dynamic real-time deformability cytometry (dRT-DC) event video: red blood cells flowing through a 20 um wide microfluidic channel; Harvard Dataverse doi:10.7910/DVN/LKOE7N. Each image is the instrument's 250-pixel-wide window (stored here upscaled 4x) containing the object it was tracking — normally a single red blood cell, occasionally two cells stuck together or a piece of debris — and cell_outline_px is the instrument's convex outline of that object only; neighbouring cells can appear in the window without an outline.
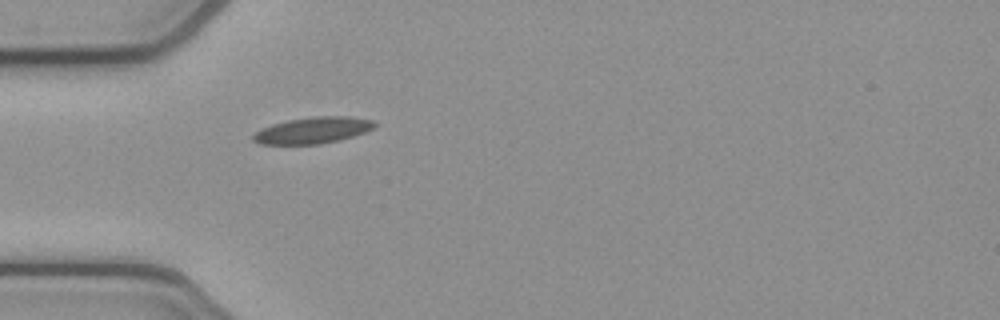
{"species": "common noctule bat (a hibernating species)", "species_latin": "Nyctalus noctula", "temperature_condition": "cold", "stored_images_in_passage": 30, "camera_frame_rate_fps": 3000, "um_per_image_px": 0.085, "animal": {"sex": "female", "body_mass_g": 21.9}, "frame": {"image": 1, "passage_image": 1, "time_ms": 0.0, "image_size_px": [1000, 320], "cell_outline_px": [[376, 124], [372, 128], [364, 132], [340, 140], [320, 144], [260, 144], [252, 140], [252, 136], [256, 132], [272, 124], [288, 120], [312, 116], [348, 116], [372, 120]], "centroid_in_image_um": [26.58, 11.07], "position_along_channel_um": 58.4, "area_um2": 18.5}}
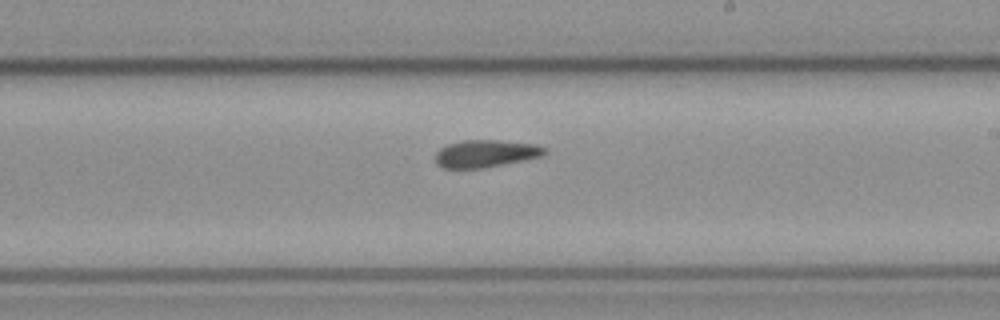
{"frame": {"image": 2, "passage_image": 16, "time_ms": 5.0, "image_size_px": [1000, 320], "cell_outline_px": [[548, 152], [544, 156], [484, 168], [444, 168], [436, 164], [436, 152], [440, 148], [448, 144], [464, 140], [500, 140], [536, 144], [548, 148]], "centroid_in_image_um": [41.34, 13.05], "position_along_channel_um": 247.7, "area_um2": 17.63}}
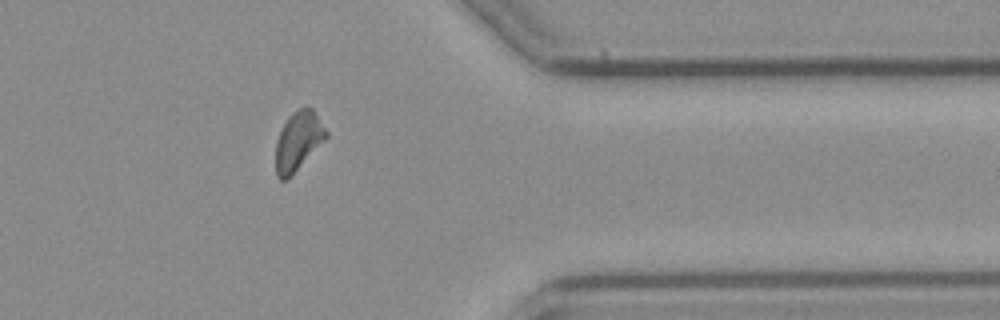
{"frame": {"image": 3, "passage_image": 28, "time_ms": 9.0, "image_size_px": [1000, 320], "cell_outline_px": [[328, 136], [288, 180], [280, 180], [276, 176], [276, 140], [288, 116], [292, 112], [308, 104], [312, 108], [328, 132]], "centroid_in_image_um": [25.34, 11.98], "position_along_channel_um": 386.1, "area_um2": 17.4}, "authors_computed_cell_mechanics": {"area_um2": 17.7735, "velocity_mm_per_s": 3.8446, "shape_relaxation_time_tau1_ms": null, "shape_relaxation_time_tau2_ms": 3.2019, "deformation_change_tau1": null, "deformation_change_tau2": 0.0793}}